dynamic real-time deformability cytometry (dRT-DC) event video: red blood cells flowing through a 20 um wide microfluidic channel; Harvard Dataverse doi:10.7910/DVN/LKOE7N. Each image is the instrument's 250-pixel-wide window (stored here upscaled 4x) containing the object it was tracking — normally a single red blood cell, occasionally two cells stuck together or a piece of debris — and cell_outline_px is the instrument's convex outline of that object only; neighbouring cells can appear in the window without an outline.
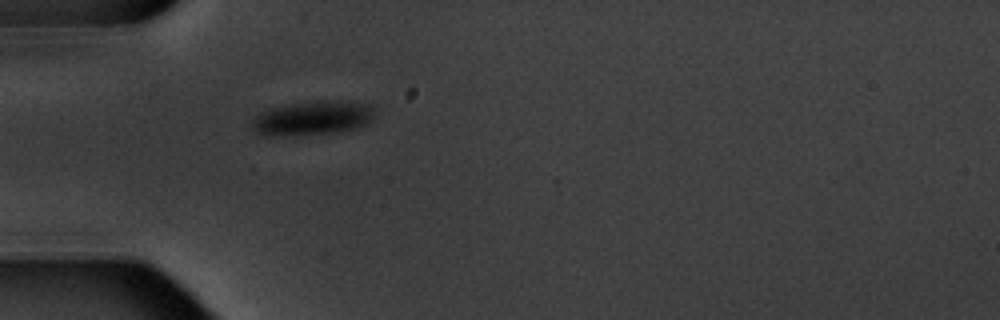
{"species": "common noctule bat (a hibernating species)", "species_latin": "Nyctalus noctula", "temperature_condition": "warm", "stored_images_in_passage": 1, "camera_frame_rate_fps": 3000, "um_per_image_px": 0.085, "animal": {"sex": "male", "body_mass_g": 20.1, "forearm_length_mm": 53.5}, "frame": {"image": 1, "passage_image": 1, "time_ms": 0.0, "image_size_px": [1000, 320], "cell_outline_px": [[376, 116], [364, 124], [356, 128], [340, 132], [268, 136], [256, 132], [252, 128], [252, 120], [260, 112], [272, 108], [288, 104], [316, 100], [352, 100], [368, 104], [372, 108]], "centroid_in_image_um": [26.6, 10.01], "position_along_channel_um": 58.4, "area_um2": 24.57}}